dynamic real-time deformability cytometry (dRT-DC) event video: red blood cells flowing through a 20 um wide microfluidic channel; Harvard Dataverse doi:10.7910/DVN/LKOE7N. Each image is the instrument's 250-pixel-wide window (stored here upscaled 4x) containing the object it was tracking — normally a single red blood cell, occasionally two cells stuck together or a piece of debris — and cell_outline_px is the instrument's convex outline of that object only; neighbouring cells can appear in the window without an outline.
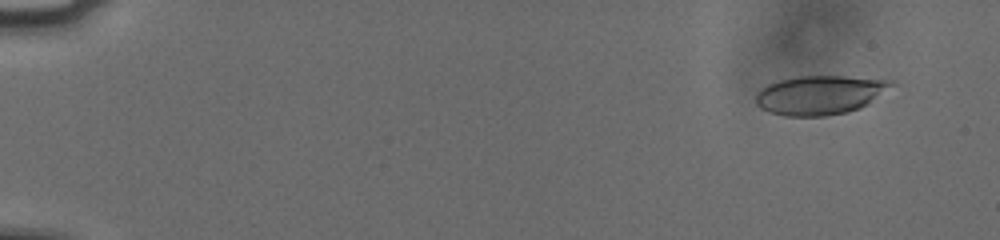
{"species": "human", "species_latin": "Homo sapiens", "temperature_condition": "cold", "stored_images_in_passage": 56, "camera_frame_rate_fps": 3000, "um_per_image_px": 0.085, "donor": {"sex": "male"}, "frame": {"image": 1, "passage_image": 5, "time_ms": 1.333, "image_size_px": [1000, 240], "cell_outline_px": [[896, 84], [868, 104], [860, 108], [848, 112], [824, 116], [784, 116], [768, 112], [760, 108], [756, 104], [756, 92], [760, 88], [768, 84], [780, 80], [800, 76], [844, 76], [892, 80]], "centroid_in_image_um": [69.69, 8.07], "position_along_channel_um": 15.3, "area_um2": 31.04}}
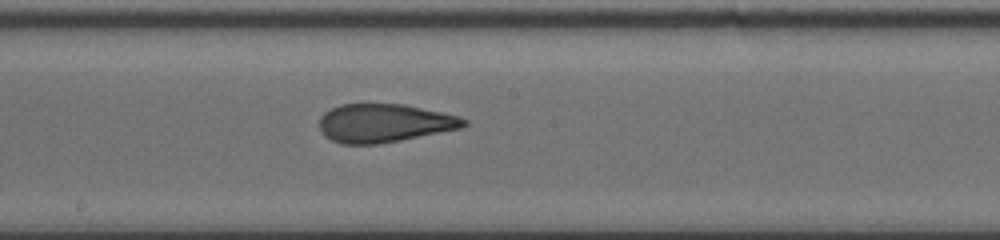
{"frame": {"image": 2, "passage_image": 33, "time_ms": 10.667, "image_size_px": [1000, 240], "cell_outline_px": [[468, 124], [460, 128], [400, 140], [376, 144], [340, 144], [324, 136], [320, 128], [320, 116], [324, 112], [340, 104], [404, 104], [460, 116], [468, 120]], "centroid_in_image_um": [32.65, 10.46], "position_along_channel_um": 215.6, "area_um2": 32.25}}
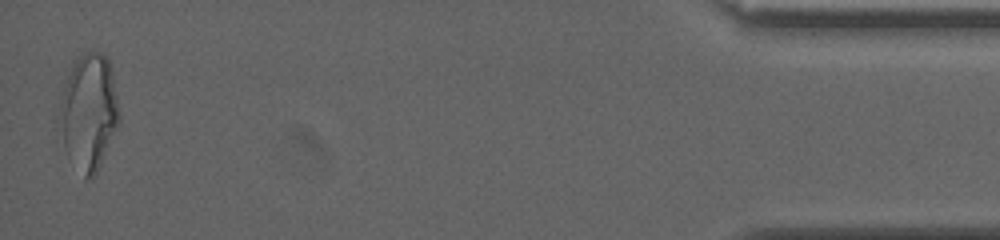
{"frame": {"image": 3, "passage_image": 56, "time_ms": 18.333, "image_size_px": [1000, 240], "cell_outline_px": [[120, 120], [100, 164], [92, 180], [84, 180], [64, 144], [60, 104], [64, 84], [72, 60], [76, 56], [84, 52], [100, 52], [108, 60], [112, 72], [120, 116]], "centroid_in_image_um": [7.56, 9.46], "position_along_channel_um": 427.6, "area_um2": 39.59}, "authors_computed_cell_mechanics": {"area_um2": 32.368, "velocity_mm_per_s": 3.7836, "shape_relaxation_time_tau1_ms": 7.8236, "shape_relaxation_time_tau2_ms": 1.2418, "deformation_change_tau1": 0.2244, "deformation_change_tau2": 0.0965}}